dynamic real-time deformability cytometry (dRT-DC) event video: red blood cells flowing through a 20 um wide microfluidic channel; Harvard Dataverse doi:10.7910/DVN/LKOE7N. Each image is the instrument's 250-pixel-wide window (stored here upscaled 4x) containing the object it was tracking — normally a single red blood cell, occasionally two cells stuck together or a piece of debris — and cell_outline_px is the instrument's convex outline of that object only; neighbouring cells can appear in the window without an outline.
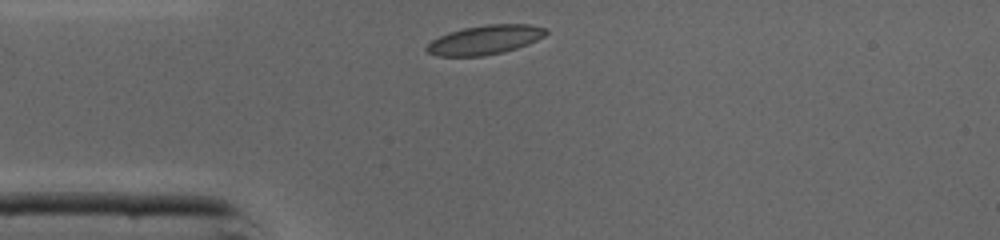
{"species": "common noctule bat (a hibernating species)", "species_latin": "Nyctalus noctula", "temperature_condition": "cold", "stored_images_in_passage": 26, "camera_frame_rate_fps": 3000, "um_per_image_px": 0.085, "animal": {"sex": "male", "body_mass_g": 19.0, "forearm_length_mm": 50.8}, "frame": {"image": 1, "passage_image": 1, "time_ms": 0.0, "image_size_px": [1000, 240], "cell_outline_px": [[548, 32], [544, 36], [528, 44], [504, 52], [484, 56], [436, 56], [428, 52], [424, 48], [432, 40], [448, 32], [464, 28], [488, 24], [528, 24], [548, 28]], "centroid_in_image_um": [41.23, 3.39], "position_along_channel_um": 43.8, "area_um2": 20.35}}
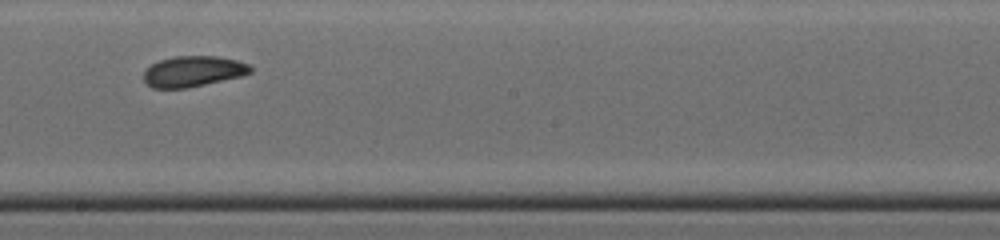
{"frame": {"image": 2, "passage_image": 15, "time_ms": 4.667, "image_size_px": [1000, 240], "cell_outline_px": [[252, 72], [244, 76], [184, 88], [152, 88], [144, 80], [144, 72], [152, 64], [160, 60], [172, 56], [216, 56], [236, 60], [248, 64], [252, 68]], "centroid_in_image_um": [16.44, 6.06], "position_along_channel_um": 231.8, "area_um2": 19.02}}
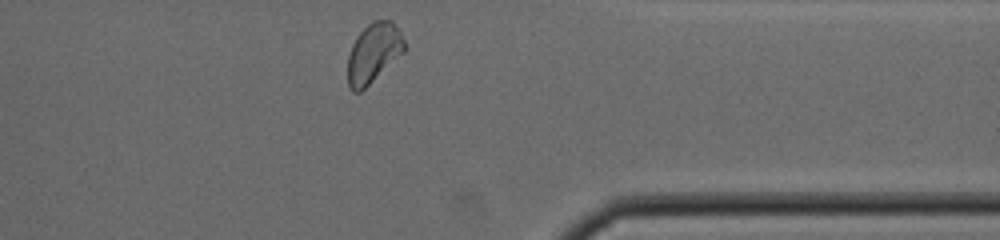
{"frame": {"image": 3, "passage_image": 26, "time_ms": 8.333, "image_size_px": [1000, 240], "cell_outline_px": [[404, 52], [360, 92], [352, 92], [348, 88], [348, 56], [352, 44], [356, 36], [372, 20], [392, 20], [400, 32], [404, 40]], "centroid_in_image_um": [31.73, 4.5], "position_along_channel_um": 379.7, "area_um2": 19.54}, "authors_computed_cell_mechanics": {"area_um2": 19.5653, "velocity_mm_per_s": 4.3388, "shape_relaxation_time_tau1_ms": 8.7422, "shape_relaxation_time_tau2_ms": 2.0618, "deformation_change_tau1": 0.1706, "deformation_change_tau2": 0.0575}}